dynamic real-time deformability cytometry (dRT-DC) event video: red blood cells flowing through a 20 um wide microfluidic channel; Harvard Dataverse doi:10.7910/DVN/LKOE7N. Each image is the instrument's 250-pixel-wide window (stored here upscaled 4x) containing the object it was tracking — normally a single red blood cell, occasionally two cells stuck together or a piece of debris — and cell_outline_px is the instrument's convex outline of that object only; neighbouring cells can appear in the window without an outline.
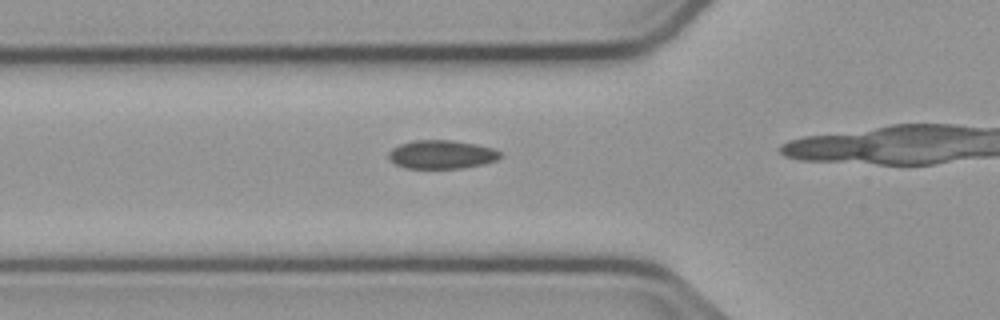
{"species": "common noctule bat (a hibernating species)", "species_latin": "Nyctalus noctula", "temperature_condition": "cold", "stored_images_in_passage": 14, "camera_frame_rate_fps": 3000, "um_per_image_px": 0.085, "animal": {"sex": "male", "body_mass_g": 23.1, "forearm_length_mm": 52.7}, "frame": {"image": 1, "passage_image": 10, "time_ms": 3.0, "image_size_px": [1000, 320], "cell_outline_px": [[500, 156], [496, 160], [484, 164], [460, 168], [408, 168], [396, 164], [388, 156], [388, 152], [392, 148], [400, 144], [416, 140], [452, 140], [476, 144], [492, 148], [500, 152]], "centroid_in_image_um": [37.53, 13.12], "position_along_channel_um": 88.3, "area_um2": 18.38}}